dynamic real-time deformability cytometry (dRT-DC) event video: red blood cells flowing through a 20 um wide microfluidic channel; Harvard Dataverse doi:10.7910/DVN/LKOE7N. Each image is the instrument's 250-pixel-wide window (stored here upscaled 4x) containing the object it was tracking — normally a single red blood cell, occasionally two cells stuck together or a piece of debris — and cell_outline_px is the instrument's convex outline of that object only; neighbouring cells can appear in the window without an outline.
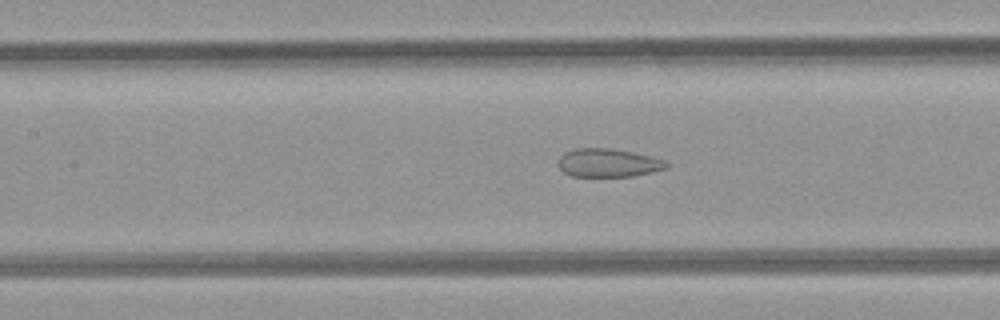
{"species": "common noctule bat (a hibernating species)", "species_latin": "Nyctalus noctula", "temperature_condition": "room temperature", "stored_images_in_passage": 33, "camera_frame_rate_fps": 3000, "um_per_image_px": 0.085, "animal": {"sex": "female", "body_mass_g": 21.9}, "frame": {"image": 1, "passage_image": 7, "time_ms": 2.0, "image_size_px": [1000, 320], "cell_outline_px": [[668, 168], [652, 172], [632, 176], [572, 176], [564, 172], [556, 164], [556, 160], [564, 152], [576, 148], [612, 148], [652, 156], [664, 160], [668, 164]], "centroid_in_image_um": [51.67, 13.83], "position_along_channel_um": 155.7, "area_um2": 18.03}}
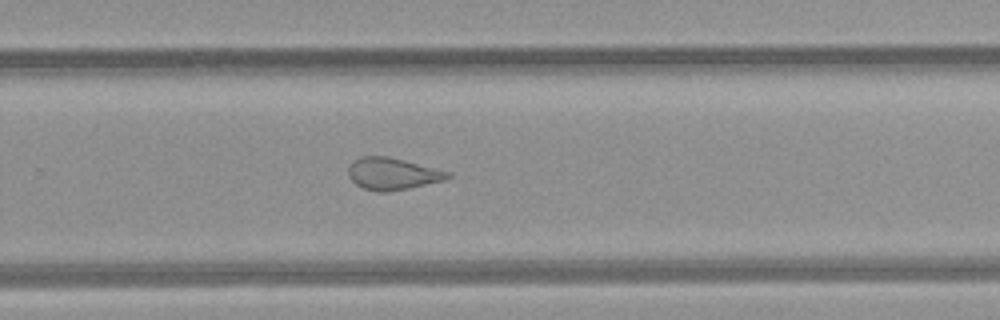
{"frame": {"image": 2, "passage_image": 17, "time_ms": 5.333, "image_size_px": [1000, 320], "cell_outline_px": [[452, 176], [444, 180], [408, 188], [388, 192], [380, 192], [364, 188], [356, 184], [348, 176], [348, 168], [360, 156], [388, 156], [452, 172]], "centroid_in_image_um": [33.38, 14.77], "position_along_channel_um": 296.4, "area_um2": 18.38}}
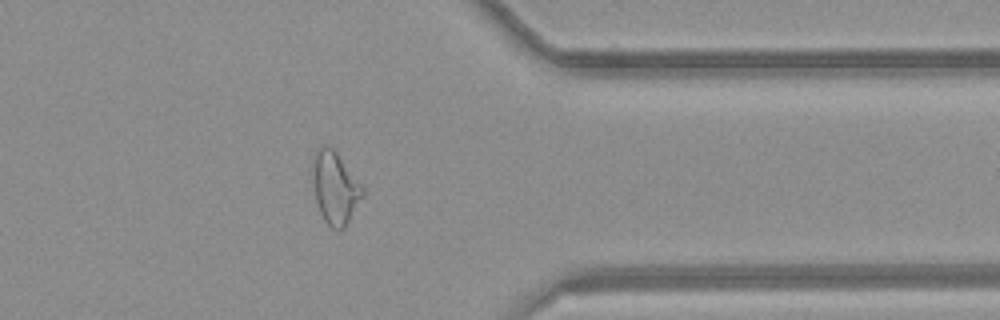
{"frame": {"image": 3, "passage_image": 24, "time_ms": 7.667, "image_size_px": [1000, 320], "cell_outline_px": [[364, 196], [344, 228], [332, 228], [324, 220], [320, 212], [316, 200], [312, 176], [312, 152], [316, 148], [324, 144], [328, 144], [336, 152], [364, 188]], "centroid_in_image_um": [28.46, 15.91], "position_along_channel_um": 382.9, "area_um2": 21.1}}